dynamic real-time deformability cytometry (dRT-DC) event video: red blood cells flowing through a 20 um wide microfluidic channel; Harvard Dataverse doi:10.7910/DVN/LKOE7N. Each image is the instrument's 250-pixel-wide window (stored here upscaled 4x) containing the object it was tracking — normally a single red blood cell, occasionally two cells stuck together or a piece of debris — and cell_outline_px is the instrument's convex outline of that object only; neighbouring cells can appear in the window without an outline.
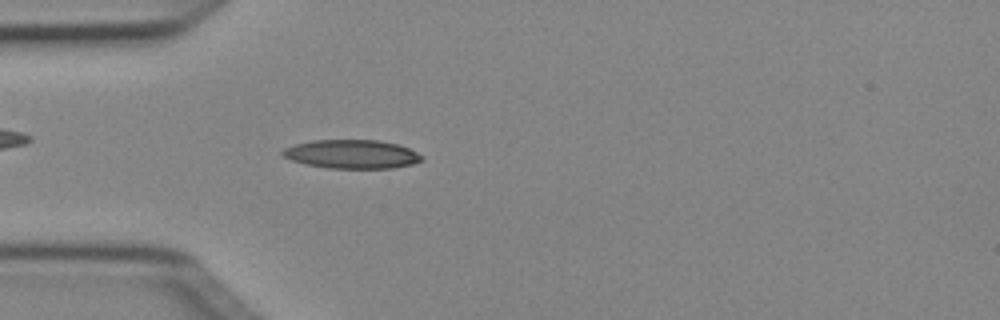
{"species": "Egyptian fruit bat (a non-hibernating species)", "species_latin": "Rousettus aegyptiacus", "temperature_condition": "cold", "stored_images_in_passage": 4, "camera_frame_rate_fps": 3000, "um_per_image_px": 0.085, "animal": {"sex": "female"}, "frame": {"image": 1, "passage_image": 4, "time_ms": 1.0, "image_size_px": [1000, 320], "cell_outline_px": [[424, 160], [412, 164], [392, 168], [328, 168], [308, 164], [292, 160], [284, 156], [280, 152], [284, 148], [292, 144], [312, 140], [380, 140], [396, 144], [408, 148], [424, 156]], "centroid_in_image_um": [29.9, 13.09], "position_along_channel_um": 55.1, "area_um2": 23.29}}